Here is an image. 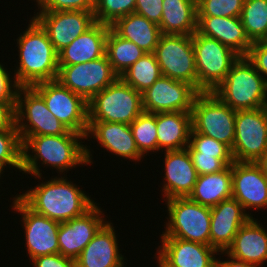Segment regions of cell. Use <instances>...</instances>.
<instances>
[{
	"label": "cell",
	"mask_w": 267,
	"mask_h": 267,
	"mask_svg": "<svg viewBox=\"0 0 267 267\" xmlns=\"http://www.w3.org/2000/svg\"><path fill=\"white\" fill-rule=\"evenodd\" d=\"M20 139L22 174L43 176L40 169L43 166L67 175L70 169L94 164L93 149L83 144L86 138L80 133L69 130L64 135L20 136Z\"/></svg>",
	"instance_id": "cell-1"
},
{
	"label": "cell",
	"mask_w": 267,
	"mask_h": 267,
	"mask_svg": "<svg viewBox=\"0 0 267 267\" xmlns=\"http://www.w3.org/2000/svg\"><path fill=\"white\" fill-rule=\"evenodd\" d=\"M34 177L42 182L39 180L34 188L28 187V190L25 193L20 192L18 197L31 210L49 219L59 223L67 222L82 216L97 203L91 195L73 183L74 181L68 180L67 175H58L49 180L42 176Z\"/></svg>",
	"instance_id": "cell-2"
},
{
	"label": "cell",
	"mask_w": 267,
	"mask_h": 267,
	"mask_svg": "<svg viewBox=\"0 0 267 267\" xmlns=\"http://www.w3.org/2000/svg\"><path fill=\"white\" fill-rule=\"evenodd\" d=\"M29 23L26 30L21 31L16 38L18 64H14L15 69L12 71L19 87L54 81L58 75V52L46 31L33 17H30Z\"/></svg>",
	"instance_id": "cell-3"
},
{
	"label": "cell",
	"mask_w": 267,
	"mask_h": 267,
	"mask_svg": "<svg viewBox=\"0 0 267 267\" xmlns=\"http://www.w3.org/2000/svg\"><path fill=\"white\" fill-rule=\"evenodd\" d=\"M233 110L267 106V83L247 56H240L225 79L212 91Z\"/></svg>",
	"instance_id": "cell-4"
},
{
	"label": "cell",
	"mask_w": 267,
	"mask_h": 267,
	"mask_svg": "<svg viewBox=\"0 0 267 267\" xmlns=\"http://www.w3.org/2000/svg\"><path fill=\"white\" fill-rule=\"evenodd\" d=\"M167 220L161 238H179L210 245L211 208L189 197L165 200Z\"/></svg>",
	"instance_id": "cell-5"
},
{
	"label": "cell",
	"mask_w": 267,
	"mask_h": 267,
	"mask_svg": "<svg viewBox=\"0 0 267 267\" xmlns=\"http://www.w3.org/2000/svg\"><path fill=\"white\" fill-rule=\"evenodd\" d=\"M143 111L142 93L120 77L88 101V121L130 125Z\"/></svg>",
	"instance_id": "cell-6"
},
{
	"label": "cell",
	"mask_w": 267,
	"mask_h": 267,
	"mask_svg": "<svg viewBox=\"0 0 267 267\" xmlns=\"http://www.w3.org/2000/svg\"><path fill=\"white\" fill-rule=\"evenodd\" d=\"M235 116L236 110L223 103L213 92H200L191 109V131L211 137L232 150Z\"/></svg>",
	"instance_id": "cell-7"
},
{
	"label": "cell",
	"mask_w": 267,
	"mask_h": 267,
	"mask_svg": "<svg viewBox=\"0 0 267 267\" xmlns=\"http://www.w3.org/2000/svg\"><path fill=\"white\" fill-rule=\"evenodd\" d=\"M195 53L198 91L212 92L226 77L233 63L240 57L231 48L216 39L192 35Z\"/></svg>",
	"instance_id": "cell-8"
},
{
	"label": "cell",
	"mask_w": 267,
	"mask_h": 267,
	"mask_svg": "<svg viewBox=\"0 0 267 267\" xmlns=\"http://www.w3.org/2000/svg\"><path fill=\"white\" fill-rule=\"evenodd\" d=\"M15 126L19 136L64 135L69 129L47 108L33 87H19L16 94Z\"/></svg>",
	"instance_id": "cell-9"
},
{
	"label": "cell",
	"mask_w": 267,
	"mask_h": 267,
	"mask_svg": "<svg viewBox=\"0 0 267 267\" xmlns=\"http://www.w3.org/2000/svg\"><path fill=\"white\" fill-rule=\"evenodd\" d=\"M153 54L162 76L187 82L198 90L192 35L162 34Z\"/></svg>",
	"instance_id": "cell-10"
},
{
	"label": "cell",
	"mask_w": 267,
	"mask_h": 267,
	"mask_svg": "<svg viewBox=\"0 0 267 267\" xmlns=\"http://www.w3.org/2000/svg\"><path fill=\"white\" fill-rule=\"evenodd\" d=\"M44 99L47 108L69 130L86 137L88 123V102L80 95L62 86L57 80L32 86Z\"/></svg>",
	"instance_id": "cell-11"
},
{
	"label": "cell",
	"mask_w": 267,
	"mask_h": 267,
	"mask_svg": "<svg viewBox=\"0 0 267 267\" xmlns=\"http://www.w3.org/2000/svg\"><path fill=\"white\" fill-rule=\"evenodd\" d=\"M58 67L56 80L87 102L119 77L107 55L94 61Z\"/></svg>",
	"instance_id": "cell-12"
},
{
	"label": "cell",
	"mask_w": 267,
	"mask_h": 267,
	"mask_svg": "<svg viewBox=\"0 0 267 267\" xmlns=\"http://www.w3.org/2000/svg\"><path fill=\"white\" fill-rule=\"evenodd\" d=\"M267 150V106L237 110L232 156L236 162H256Z\"/></svg>",
	"instance_id": "cell-13"
},
{
	"label": "cell",
	"mask_w": 267,
	"mask_h": 267,
	"mask_svg": "<svg viewBox=\"0 0 267 267\" xmlns=\"http://www.w3.org/2000/svg\"><path fill=\"white\" fill-rule=\"evenodd\" d=\"M10 206L15 213H18L23 224L25 246L28 259L41 255H50L59 253L58 231L60 223L49 219L44 215L31 210L16 194L12 197Z\"/></svg>",
	"instance_id": "cell-14"
},
{
	"label": "cell",
	"mask_w": 267,
	"mask_h": 267,
	"mask_svg": "<svg viewBox=\"0 0 267 267\" xmlns=\"http://www.w3.org/2000/svg\"><path fill=\"white\" fill-rule=\"evenodd\" d=\"M200 92L187 82L161 76L142 92L143 110L149 113L191 112Z\"/></svg>",
	"instance_id": "cell-15"
},
{
	"label": "cell",
	"mask_w": 267,
	"mask_h": 267,
	"mask_svg": "<svg viewBox=\"0 0 267 267\" xmlns=\"http://www.w3.org/2000/svg\"><path fill=\"white\" fill-rule=\"evenodd\" d=\"M30 16L46 31L57 52L96 23L94 13L87 11L34 12Z\"/></svg>",
	"instance_id": "cell-16"
},
{
	"label": "cell",
	"mask_w": 267,
	"mask_h": 267,
	"mask_svg": "<svg viewBox=\"0 0 267 267\" xmlns=\"http://www.w3.org/2000/svg\"><path fill=\"white\" fill-rule=\"evenodd\" d=\"M98 205L96 203L82 216L60 223L58 245L61 255L75 261L94 235L107 222L104 211Z\"/></svg>",
	"instance_id": "cell-17"
},
{
	"label": "cell",
	"mask_w": 267,
	"mask_h": 267,
	"mask_svg": "<svg viewBox=\"0 0 267 267\" xmlns=\"http://www.w3.org/2000/svg\"><path fill=\"white\" fill-rule=\"evenodd\" d=\"M231 171L232 198L242 205L244 211L253 218V209L267 210V177L260 168L254 162L234 161Z\"/></svg>",
	"instance_id": "cell-18"
},
{
	"label": "cell",
	"mask_w": 267,
	"mask_h": 267,
	"mask_svg": "<svg viewBox=\"0 0 267 267\" xmlns=\"http://www.w3.org/2000/svg\"><path fill=\"white\" fill-rule=\"evenodd\" d=\"M160 240L153 258L164 267H216L218 251L210 245L179 238Z\"/></svg>",
	"instance_id": "cell-19"
},
{
	"label": "cell",
	"mask_w": 267,
	"mask_h": 267,
	"mask_svg": "<svg viewBox=\"0 0 267 267\" xmlns=\"http://www.w3.org/2000/svg\"><path fill=\"white\" fill-rule=\"evenodd\" d=\"M86 140L95 139L107 152L135 164L145 157L139 152L130 125L118 122L88 121Z\"/></svg>",
	"instance_id": "cell-20"
},
{
	"label": "cell",
	"mask_w": 267,
	"mask_h": 267,
	"mask_svg": "<svg viewBox=\"0 0 267 267\" xmlns=\"http://www.w3.org/2000/svg\"><path fill=\"white\" fill-rule=\"evenodd\" d=\"M163 159L165 165L161 187L163 201L188 197L198 177L188 149L164 151Z\"/></svg>",
	"instance_id": "cell-21"
},
{
	"label": "cell",
	"mask_w": 267,
	"mask_h": 267,
	"mask_svg": "<svg viewBox=\"0 0 267 267\" xmlns=\"http://www.w3.org/2000/svg\"><path fill=\"white\" fill-rule=\"evenodd\" d=\"M115 230L107 221L75 260V267H126Z\"/></svg>",
	"instance_id": "cell-22"
},
{
	"label": "cell",
	"mask_w": 267,
	"mask_h": 267,
	"mask_svg": "<svg viewBox=\"0 0 267 267\" xmlns=\"http://www.w3.org/2000/svg\"><path fill=\"white\" fill-rule=\"evenodd\" d=\"M251 217L234 198L211 207L210 246L218 252L226 251L242 225Z\"/></svg>",
	"instance_id": "cell-23"
},
{
	"label": "cell",
	"mask_w": 267,
	"mask_h": 267,
	"mask_svg": "<svg viewBox=\"0 0 267 267\" xmlns=\"http://www.w3.org/2000/svg\"><path fill=\"white\" fill-rule=\"evenodd\" d=\"M257 220L253 217L242 225L225 252L235 259L262 267L267 263V227Z\"/></svg>",
	"instance_id": "cell-24"
},
{
	"label": "cell",
	"mask_w": 267,
	"mask_h": 267,
	"mask_svg": "<svg viewBox=\"0 0 267 267\" xmlns=\"http://www.w3.org/2000/svg\"><path fill=\"white\" fill-rule=\"evenodd\" d=\"M110 28V25L96 22L58 52V65L80 64L105 56L106 39Z\"/></svg>",
	"instance_id": "cell-25"
},
{
	"label": "cell",
	"mask_w": 267,
	"mask_h": 267,
	"mask_svg": "<svg viewBox=\"0 0 267 267\" xmlns=\"http://www.w3.org/2000/svg\"><path fill=\"white\" fill-rule=\"evenodd\" d=\"M197 31L216 39L239 56H247L252 46L240 17H197Z\"/></svg>",
	"instance_id": "cell-26"
},
{
	"label": "cell",
	"mask_w": 267,
	"mask_h": 267,
	"mask_svg": "<svg viewBox=\"0 0 267 267\" xmlns=\"http://www.w3.org/2000/svg\"><path fill=\"white\" fill-rule=\"evenodd\" d=\"M158 153L182 150L189 145L191 112L156 113Z\"/></svg>",
	"instance_id": "cell-27"
},
{
	"label": "cell",
	"mask_w": 267,
	"mask_h": 267,
	"mask_svg": "<svg viewBox=\"0 0 267 267\" xmlns=\"http://www.w3.org/2000/svg\"><path fill=\"white\" fill-rule=\"evenodd\" d=\"M110 27L118 36L135 43L146 53L154 52L162 35L158 24L136 13L118 18Z\"/></svg>",
	"instance_id": "cell-28"
},
{
	"label": "cell",
	"mask_w": 267,
	"mask_h": 267,
	"mask_svg": "<svg viewBox=\"0 0 267 267\" xmlns=\"http://www.w3.org/2000/svg\"><path fill=\"white\" fill-rule=\"evenodd\" d=\"M162 34L193 35L197 31V0H163Z\"/></svg>",
	"instance_id": "cell-29"
},
{
	"label": "cell",
	"mask_w": 267,
	"mask_h": 267,
	"mask_svg": "<svg viewBox=\"0 0 267 267\" xmlns=\"http://www.w3.org/2000/svg\"><path fill=\"white\" fill-rule=\"evenodd\" d=\"M188 197L210 208L232 198L231 165L217 173L198 175L193 191Z\"/></svg>",
	"instance_id": "cell-30"
},
{
	"label": "cell",
	"mask_w": 267,
	"mask_h": 267,
	"mask_svg": "<svg viewBox=\"0 0 267 267\" xmlns=\"http://www.w3.org/2000/svg\"><path fill=\"white\" fill-rule=\"evenodd\" d=\"M145 51L135 43L121 38L111 28L106 39V55L113 71L120 76L126 69L141 58Z\"/></svg>",
	"instance_id": "cell-31"
},
{
	"label": "cell",
	"mask_w": 267,
	"mask_h": 267,
	"mask_svg": "<svg viewBox=\"0 0 267 267\" xmlns=\"http://www.w3.org/2000/svg\"><path fill=\"white\" fill-rule=\"evenodd\" d=\"M162 76L153 53H146L119 77L129 86L142 93Z\"/></svg>",
	"instance_id": "cell-32"
},
{
	"label": "cell",
	"mask_w": 267,
	"mask_h": 267,
	"mask_svg": "<svg viewBox=\"0 0 267 267\" xmlns=\"http://www.w3.org/2000/svg\"><path fill=\"white\" fill-rule=\"evenodd\" d=\"M240 19L252 43L267 40V0H244Z\"/></svg>",
	"instance_id": "cell-33"
},
{
	"label": "cell",
	"mask_w": 267,
	"mask_h": 267,
	"mask_svg": "<svg viewBox=\"0 0 267 267\" xmlns=\"http://www.w3.org/2000/svg\"><path fill=\"white\" fill-rule=\"evenodd\" d=\"M130 128L137 148L145 158L158 153L156 114L143 111Z\"/></svg>",
	"instance_id": "cell-34"
},
{
	"label": "cell",
	"mask_w": 267,
	"mask_h": 267,
	"mask_svg": "<svg viewBox=\"0 0 267 267\" xmlns=\"http://www.w3.org/2000/svg\"><path fill=\"white\" fill-rule=\"evenodd\" d=\"M190 156H207L221 159L227 166L234 163L231 149L205 135L197 133L196 131L190 132L189 145L186 147Z\"/></svg>",
	"instance_id": "cell-35"
},
{
	"label": "cell",
	"mask_w": 267,
	"mask_h": 267,
	"mask_svg": "<svg viewBox=\"0 0 267 267\" xmlns=\"http://www.w3.org/2000/svg\"><path fill=\"white\" fill-rule=\"evenodd\" d=\"M0 165L22 172V142L17 129L0 130Z\"/></svg>",
	"instance_id": "cell-36"
},
{
	"label": "cell",
	"mask_w": 267,
	"mask_h": 267,
	"mask_svg": "<svg viewBox=\"0 0 267 267\" xmlns=\"http://www.w3.org/2000/svg\"><path fill=\"white\" fill-rule=\"evenodd\" d=\"M135 3L136 0H95V20L111 26L118 18L134 13Z\"/></svg>",
	"instance_id": "cell-37"
},
{
	"label": "cell",
	"mask_w": 267,
	"mask_h": 267,
	"mask_svg": "<svg viewBox=\"0 0 267 267\" xmlns=\"http://www.w3.org/2000/svg\"><path fill=\"white\" fill-rule=\"evenodd\" d=\"M244 0H197V17H240Z\"/></svg>",
	"instance_id": "cell-38"
},
{
	"label": "cell",
	"mask_w": 267,
	"mask_h": 267,
	"mask_svg": "<svg viewBox=\"0 0 267 267\" xmlns=\"http://www.w3.org/2000/svg\"><path fill=\"white\" fill-rule=\"evenodd\" d=\"M38 12L87 11L93 12L95 0H33Z\"/></svg>",
	"instance_id": "cell-39"
},
{
	"label": "cell",
	"mask_w": 267,
	"mask_h": 267,
	"mask_svg": "<svg viewBox=\"0 0 267 267\" xmlns=\"http://www.w3.org/2000/svg\"><path fill=\"white\" fill-rule=\"evenodd\" d=\"M247 58L267 83V40L253 42Z\"/></svg>",
	"instance_id": "cell-40"
},
{
	"label": "cell",
	"mask_w": 267,
	"mask_h": 267,
	"mask_svg": "<svg viewBox=\"0 0 267 267\" xmlns=\"http://www.w3.org/2000/svg\"><path fill=\"white\" fill-rule=\"evenodd\" d=\"M162 5L163 0H136L134 13L159 25L163 13Z\"/></svg>",
	"instance_id": "cell-41"
},
{
	"label": "cell",
	"mask_w": 267,
	"mask_h": 267,
	"mask_svg": "<svg viewBox=\"0 0 267 267\" xmlns=\"http://www.w3.org/2000/svg\"><path fill=\"white\" fill-rule=\"evenodd\" d=\"M2 62L0 63V101H16V94L19 86L17 85L11 69L7 71Z\"/></svg>",
	"instance_id": "cell-42"
},
{
	"label": "cell",
	"mask_w": 267,
	"mask_h": 267,
	"mask_svg": "<svg viewBox=\"0 0 267 267\" xmlns=\"http://www.w3.org/2000/svg\"><path fill=\"white\" fill-rule=\"evenodd\" d=\"M191 158L198 175L217 173L227 167L219 158L207 156H191Z\"/></svg>",
	"instance_id": "cell-43"
},
{
	"label": "cell",
	"mask_w": 267,
	"mask_h": 267,
	"mask_svg": "<svg viewBox=\"0 0 267 267\" xmlns=\"http://www.w3.org/2000/svg\"><path fill=\"white\" fill-rule=\"evenodd\" d=\"M30 262L33 267H75V261L71 258L64 257L60 253L41 255Z\"/></svg>",
	"instance_id": "cell-44"
},
{
	"label": "cell",
	"mask_w": 267,
	"mask_h": 267,
	"mask_svg": "<svg viewBox=\"0 0 267 267\" xmlns=\"http://www.w3.org/2000/svg\"><path fill=\"white\" fill-rule=\"evenodd\" d=\"M16 101H0V130L17 129L15 126Z\"/></svg>",
	"instance_id": "cell-45"
},
{
	"label": "cell",
	"mask_w": 267,
	"mask_h": 267,
	"mask_svg": "<svg viewBox=\"0 0 267 267\" xmlns=\"http://www.w3.org/2000/svg\"><path fill=\"white\" fill-rule=\"evenodd\" d=\"M218 255H220V257L217 258L216 267H256L248 264L247 262L231 257L225 251H220V253L218 252ZM221 255L227 256V258H225L226 260H223V258L222 260L219 259L221 258Z\"/></svg>",
	"instance_id": "cell-46"
},
{
	"label": "cell",
	"mask_w": 267,
	"mask_h": 267,
	"mask_svg": "<svg viewBox=\"0 0 267 267\" xmlns=\"http://www.w3.org/2000/svg\"><path fill=\"white\" fill-rule=\"evenodd\" d=\"M255 164L260 168L263 174L267 177V150L265 153L255 162Z\"/></svg>",
	"instance_id": "cell-47"
},
{
	"label": "cell",
	"mask_w": 267,
	"mask_h": 267,
	"mask_svg": "<svg viewBox=\"0 0 267 267\" xmlns=\"http://www.w3.org/2000/svg\"><path fill=\"white\" fill-rule=\"evenodd\" d=\"M4 170L7 171V168L5 169L3 166L0 165V180H2L1 178L4 176V175H3L4 172H6V171H4ZM0 183H1V181H0Z\"/></svg>",
	"instance_id": "cell-48"
},
{
	"label": "cell",
	"mask_w": 267,
	"mask_h": 267,
	"mask_svg": "<svg viewBox=\"0 0 267 267\" xmlns=\"http://www.w3.org/2000/svg\"><path fill=\"white\" fill-rule=\"evenodd\" d=\"M156 260V263H157V267H164L157 259Z\"/></svg>",
	"instance_id": "cell-49"
}]
</instances>
